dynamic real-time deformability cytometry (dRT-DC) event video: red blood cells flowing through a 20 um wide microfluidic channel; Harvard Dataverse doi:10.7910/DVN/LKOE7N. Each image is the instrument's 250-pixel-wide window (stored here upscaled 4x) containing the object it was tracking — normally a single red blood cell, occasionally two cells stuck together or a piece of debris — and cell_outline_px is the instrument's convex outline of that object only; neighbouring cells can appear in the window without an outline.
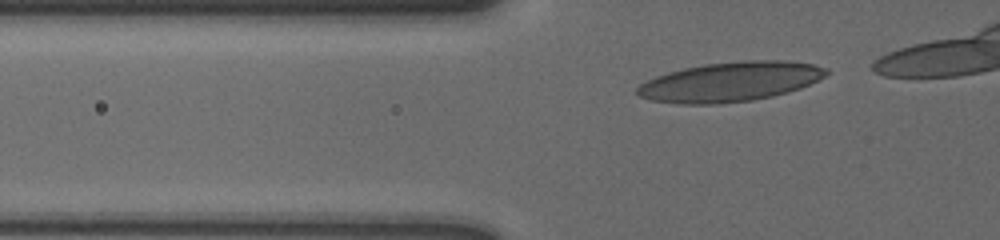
{"species": "human", "species_latin": "Homo sapiens", "temperature_condition": "cold", "stored_images_in_passage": 24, "camera_frame_rate_fps": 3000, "um_per_image_px": 0.085, "donor": {"sex": "male"}, "frame": {"image": 1, "passage_image": 2, "time_ms": 0.333, "image_size_px": [1000, 240], "cell_outline_px": [[828, 72], [824, 76], [800, 88], [788, 92], [772, 96], [752, 100], [716, 104], [676, 104], [652, 100], [640, 96], [636, 92], [636, 88], [640, 84], [656, 76], [668, 72], [684, 68], [704, 64], [744, 60], [784, 60], [812, 64], [828, 68]], "centroid_in_image_um": [62.05, 6.95], "position_along_channel_um": 63.8, "area_um2": 43.47}}
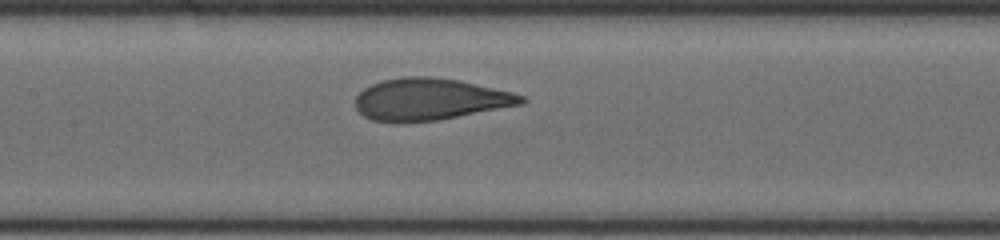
{"frame": {"image": 2, "passage_image": 12, "time_ms": 3.667, "image_size_px": [1000, 240], "cell_outline_px": [[528, 100], [524, 104], [436, 120], [372, 120], [364, 116], [356, 108], [356, 96], [364, 88], [372, 84], [384, 80], [400, 76], [432, 76], [460, 80], [512, 92], [524, 96]], "centroid_in_image_um": [36.59, 8.4], "position_along_channel_um": 170.8, "area_um2": 39.88}}
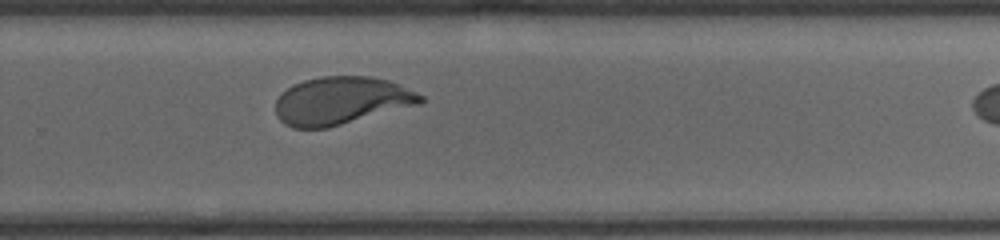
{"frame": {"image": 3, "passage_image": 23, "time_ms": 7.333, "image_size_px": [1000, 240], "cell_outline_px": [[424, 100], [420, 104], [328, 128], [292, 128], [284, 124], [276, 116], [276, 100], [292, 84], [304, 80], [320, 76], [372, 76], [388, 80], [416, 92], [424, 96]], "centroid_in_image_um": [29.0, 8.56], "position_along_channel_um": 300.8, "area_um2": 40.4}}